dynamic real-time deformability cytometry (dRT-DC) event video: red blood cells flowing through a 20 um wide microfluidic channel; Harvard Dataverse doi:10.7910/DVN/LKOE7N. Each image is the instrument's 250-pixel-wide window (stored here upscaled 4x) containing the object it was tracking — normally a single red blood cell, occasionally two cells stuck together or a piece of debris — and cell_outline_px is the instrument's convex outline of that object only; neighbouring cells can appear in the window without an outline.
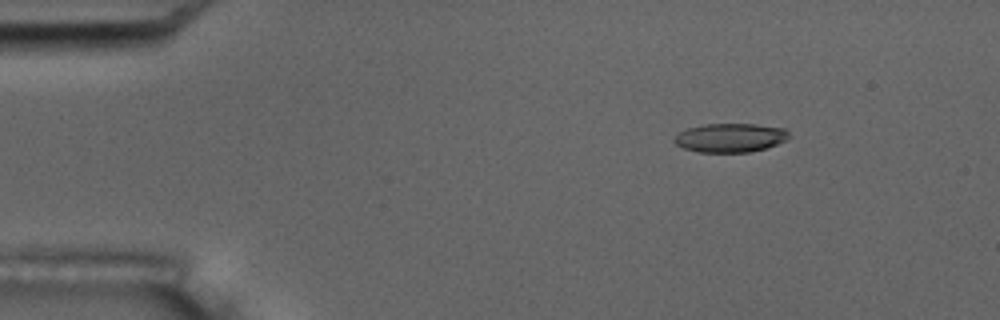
{"species": "common noctule bat (a hibernating species)", "species_latin": "Nyctalus noctula", "temperature_condition": "room temperature", "stored_images_in_passage": 5, "camera_frame_rate_fps": 3000, "um_per_image_px": 0.085, "animal": {"sex": "male", "body_mass_g": 17.5, "forearm_length_mm": 52.3}, "frame": {"image": 1, "passage_image": 3, "time_ms": 2.333, "image_size_px": [1000, 320], "cell_outline_px": [[788, 140], [768, 148], [748, 152], [696, 152], [684, 148], [676, 144], [672, 140], [680, 132], [688, 128], [704, 124], [756, 124], [784, 128], [788, 132]], "centroid_in_image_um": [62.09, 11.71], "position_along_channel_um": 22.9, "area_um2": 19.36}}
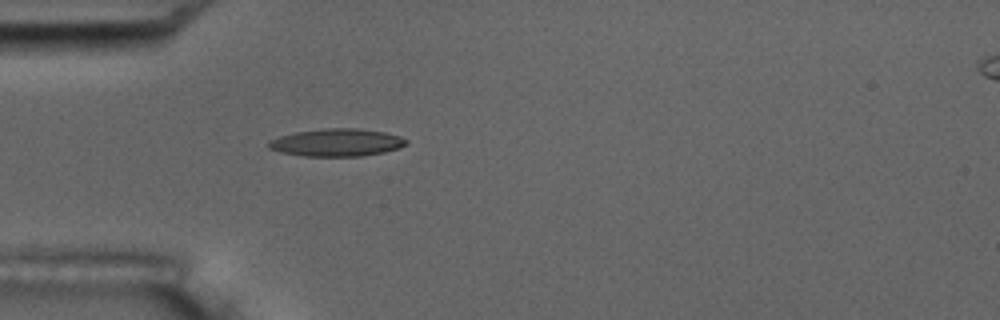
{"frame": {"image": 2, "passage_image": 5, "time_ms": 5.333, "image_size_px": [1000, 320], "cell_outline_px": [[408, 144], [400, 148], [384, 152], [360, 156], [304, 156], [280, 152], [268, 148], [268, 140], [280, 136], [296, 132], [324, 128], [356, 128], [384, 132], [400, 136], [408, 140]], "centroid_in_image_um": [28.63, 12.11], "position_along_channel_um": 56.4, "area_um2": 22.2}}